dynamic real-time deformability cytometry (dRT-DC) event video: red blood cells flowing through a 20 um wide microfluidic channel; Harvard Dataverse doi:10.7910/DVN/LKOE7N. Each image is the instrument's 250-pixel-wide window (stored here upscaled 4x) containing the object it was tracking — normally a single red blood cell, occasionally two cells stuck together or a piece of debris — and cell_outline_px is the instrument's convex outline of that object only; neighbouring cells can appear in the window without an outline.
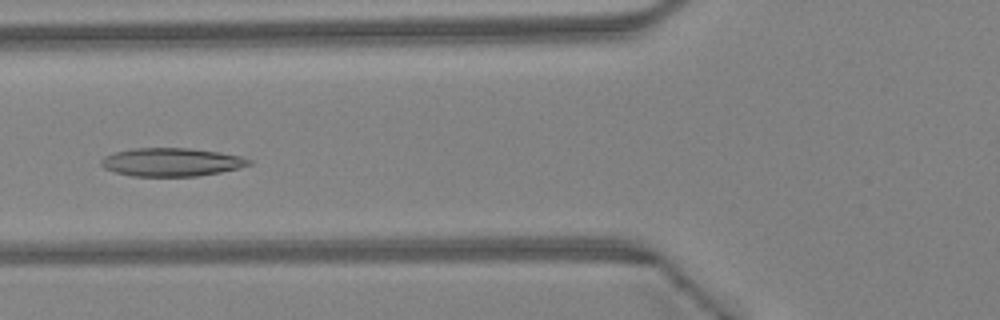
{"species": "Egyptian fruit bat (a non-hibernating species)", "species_latin": "Rousettus aegyptiacus", "temperature_condition": "warm", "stored_images_in_passage": 45, "camera_frame_rate_fps": 3000, "um_per_image_px": 0.085, "animal": {"sex": "female"}, "frame": {"image": 1, "passage_image": 18, "time_ms": 5.667, "image_size_px": [1000, 320], "cell_outline_px": [[252, 164], [240, 168], [220, 172], [196, 176], [132, 176], [116, 172], [104, 168], [100, 164], [100, 160], [104, 156], [112, 152], [132, 148], [188, 148], [220, 152], [240, 156], [252, 160]], "centroid_in_image_um": [14.56, 13.77], "position_along_channel_um": 111.2, "area_um2": 24.51}}
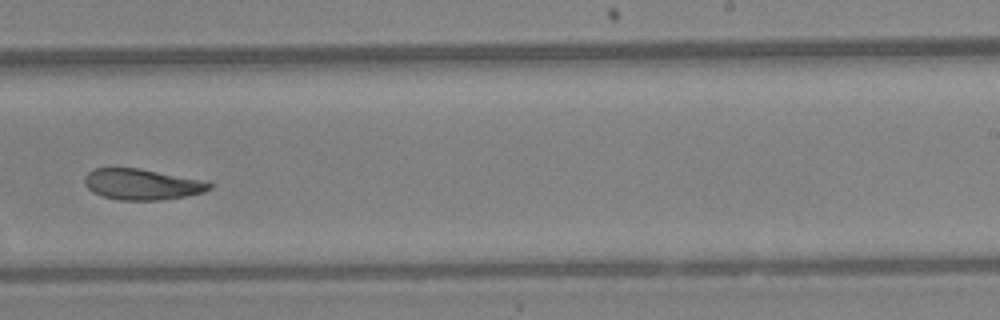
{"frame": {"image": 2, "passage_image": 29, "time_ms": 9.333, "image_size_px": [1000, 320], "cell_outline_px": [[212, 188], [204, 192], [184, 196], [160, 200], [116, 200], [92, 192], [84, 184], [84, 176], [92, 168], [140, 168], [200, 180], [212, 184]], "centroid_in_image_um": [12.01, 15.66], "position_along_channel_um": 277.0, "area_um2": 22.37}}
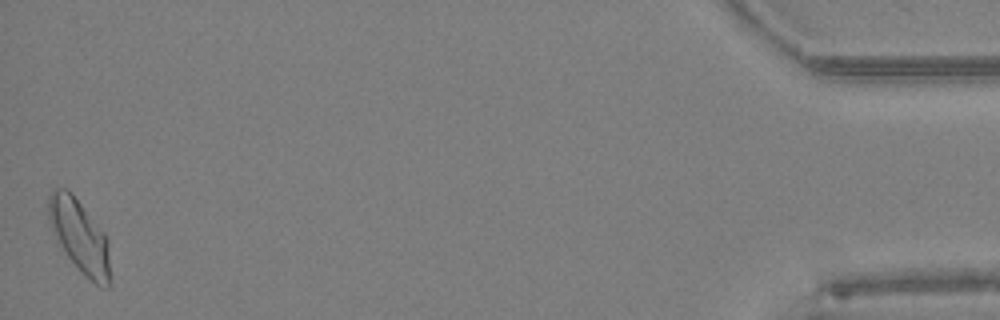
{"frame": {"image": 3, "passage_image": 45, "time_ms": 14.667, "image_size_px": [1000, 320], "cell_outline_px": [[112, 276], [108, 288], [96, 284], [84, 276], [80, 272], [68, 256], [60, 244], [48, 220], [48, 196], [52, 188], [68, 188], [72, 192], [104, 232], [108, 240]], "centroid_in_image_um": [6.8, 20.08], "position_along_channel_um": 428.4, "area_um2": 26.53}, "authors_computed_cell_mechanics": {"area_um2": 24.276, "velocity_mm_per_s": 4.5517, "shape_relaxation_time_tau1_ms": null, "shape_relaxation_time_tau2_ms": 2.7743, "deformation_change_tau1": null, "deformation_change_tau2": 0.1014}}